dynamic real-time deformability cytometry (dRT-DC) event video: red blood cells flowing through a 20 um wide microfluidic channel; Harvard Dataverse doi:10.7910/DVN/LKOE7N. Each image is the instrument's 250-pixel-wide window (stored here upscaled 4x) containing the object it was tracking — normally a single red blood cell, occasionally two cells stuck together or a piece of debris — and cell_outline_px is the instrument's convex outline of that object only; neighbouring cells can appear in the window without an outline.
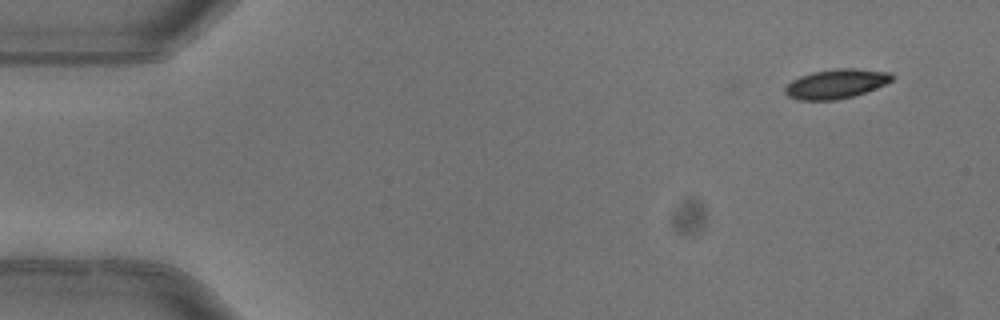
{"species": "common noctule bat (a hibernating species)", "species_latin": "Nyctalus noctula", "temperature_condition": "warm", "stored_images_in_passage": 5, "camera_frame_rate_fps": 3000, "um_per_image_px": 0.085, "animal": {"sex": "female"}, "frame": {"image": 1, "passage_image": 2, "time_ms": 0.333, "image_size_px": [1000, 320], "cell_outline_px": [[892, 80], [876, 88], [852, 96], [836, 100], [800, 100], [788, 96], [784, 92], [784, 88], [792, 80], [800, 76], [812, 72], [836, 68], [852, 68], [892, 72]], "centroid_in_image_um": [71.05, 7.12], "position_along_channel_um": 14.0, "area_um2": 18.21}}
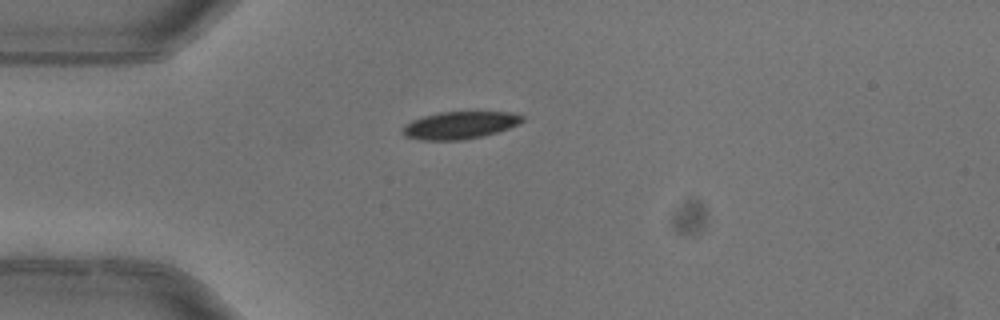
{"frame": {"image": 2, "passage_image": 5, "time_ms": 1.333, "image_size_px": [1000, 320], "cell_outline_px": [[524, 120], [520, 124], [484, 136], [460, 140], [420, 140], [404, 136], [400, 132], [404, 124], [412, 120], [424, 116], [440, 112], [508, 112], [524, 116]], "centroid_in_image_um": [39.05, 10.65], "position_along_channel_um": 46.0, "area_um2": 19.19}}